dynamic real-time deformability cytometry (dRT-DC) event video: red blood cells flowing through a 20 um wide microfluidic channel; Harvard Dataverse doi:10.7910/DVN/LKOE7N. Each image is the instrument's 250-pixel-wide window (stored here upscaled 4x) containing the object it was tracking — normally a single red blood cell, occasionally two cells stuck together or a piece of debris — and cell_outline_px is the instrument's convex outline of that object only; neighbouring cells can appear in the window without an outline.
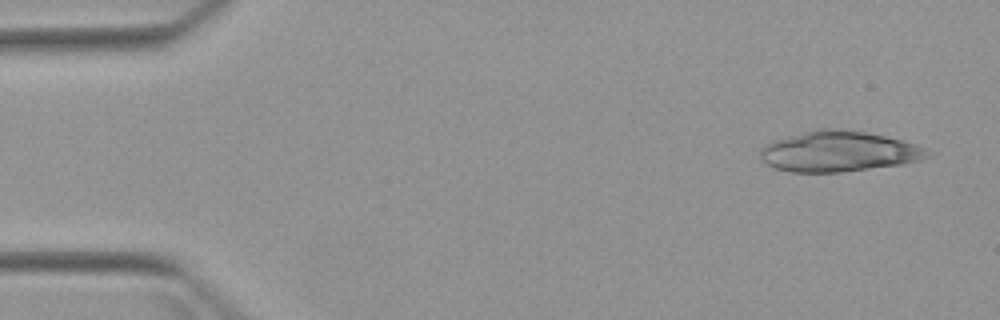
{"species": "Egyptian fruit bat (a non-hibernating species)", "species_latin": "Rousettus aegyptiacus", "temperature_condition": "warm", "stored_images_in_passage": 4, "camera_frame_rate_fps": 3000, "um_per_image_px": 0.085, "animal": {"sex": "female"}, "frame": {"image": 1, "passage_image": 1, "time_ms": 0.0, "image_size_px": [1000, 320], "cell_outline_px": [[932, 156], [920, 160], [904, 164], [840, 172], [792, 172], [776, 168], [768, 164], [760, 156], [760, 148], [764, 144], [776, 140], [816, 128], [840, 128], [864, 132], [884, 136], [916, 144], [928, 148], [932, 152]], "centroid_in_image_um": [71.34, 12.87], "position_along_channel_um": 13.7, "area_um2": 39.54}}